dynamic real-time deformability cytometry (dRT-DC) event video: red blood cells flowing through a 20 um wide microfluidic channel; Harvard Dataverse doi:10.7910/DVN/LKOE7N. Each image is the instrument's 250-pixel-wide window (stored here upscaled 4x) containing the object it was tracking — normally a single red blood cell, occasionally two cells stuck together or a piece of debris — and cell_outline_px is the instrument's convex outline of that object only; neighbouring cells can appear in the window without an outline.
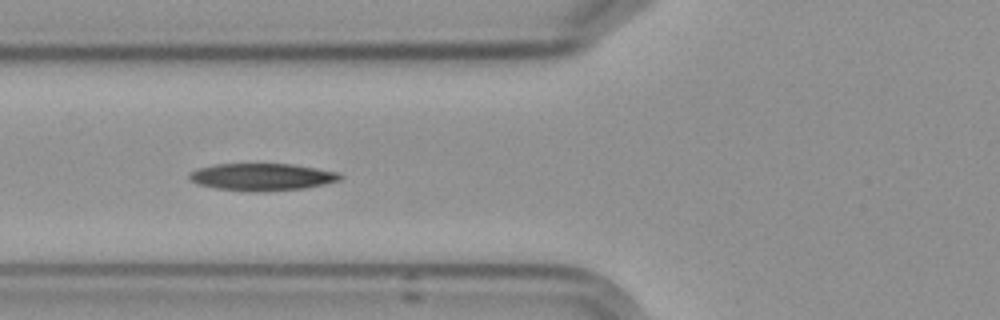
{"species": "Egyptian fruit bat (a non-hibernating species)", "species_latin": "Rousettus aegyptiacus", "temperature_condition": "cold", "stored_images_in_passage": 15, "camera_frame_rate_fps": 3000, "um_per_image_px": 0.085, "frame": {"image": 1, "passage_image": 5, "time_ms": 5.333, "image_size_px": [1000, 320], "cell_outline_px": [[344, 176], [340, 180], [324, 184], [304, 188], [260, 192], [252, 192], [216, 188], [196, 184], [188, 176], [196, 168], [216, 164], [292, 164], [316, 168], [336, 172]], "centroid_in_image_um": [22.26, 15.04], "position_along_channel_um": 103.5, "area_um2": 23.87}}
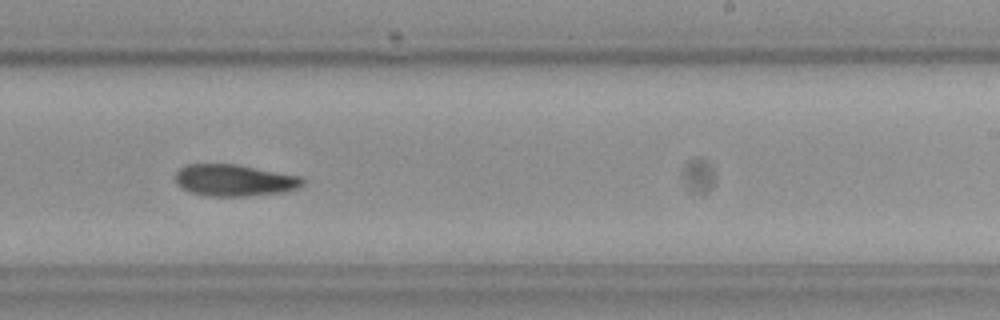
{"frame": {"image": 2, "passage_image": 9, "time_ms": 10.0, "image_size_px": [1000, 320], "cell_outline_px": [[304, 184], [296, 188], [284, 192], [248, 196], [204, 196], [180, 188], [176, 184], [176, 172], [180, 168], [188, 164], [236, 164], [300, 176], [304, 180]], "centroid_in_image_um": [19.9, 15.33], "position_along_channel_um": 269.1, "area_um2": 23.52}}
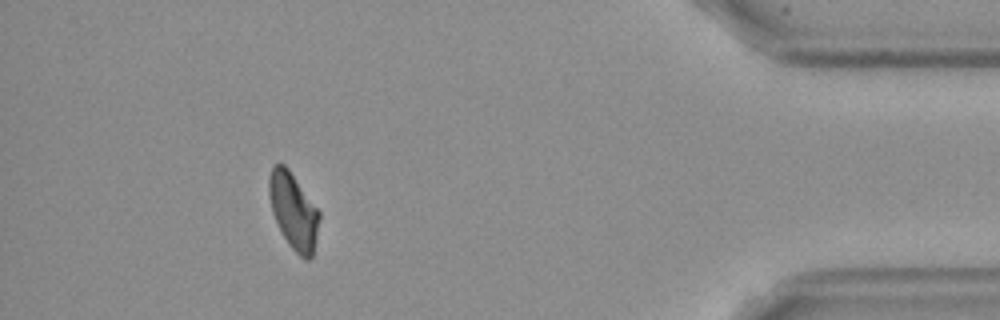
{"frame": {"image": 3, "passage_image": 13, "time_ms": 15.333, "image_size_px": [1000, 320], "cell_outline_px": [[320, 216], [312, 256], [308, 260], [304, 260], [288, 244], [272, 212], [268, 192], [268, 176], [272, 164], [284, 164], [288, 168], [320, 212]], "centroid_in_image_um": [24.92, 17.9], "position_along_channel_um": 410.3, "area_um2": 22.08}}